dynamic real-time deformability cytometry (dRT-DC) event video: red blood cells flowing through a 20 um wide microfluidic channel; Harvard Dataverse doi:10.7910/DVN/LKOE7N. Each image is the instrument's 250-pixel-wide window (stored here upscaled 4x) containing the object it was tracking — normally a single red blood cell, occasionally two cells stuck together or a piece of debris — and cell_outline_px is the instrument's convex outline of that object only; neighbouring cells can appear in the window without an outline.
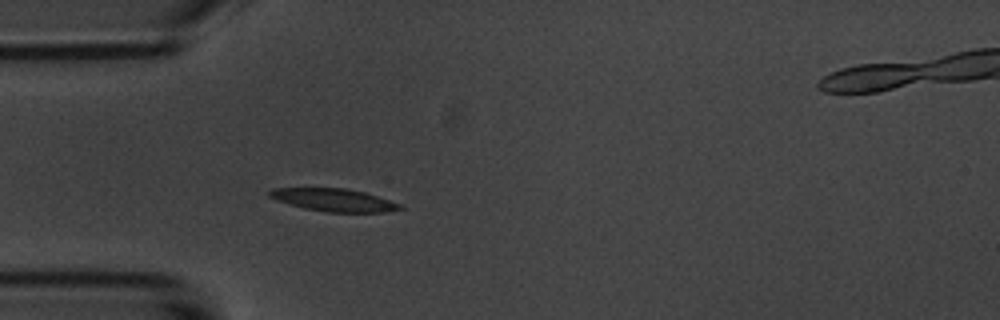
{"species": "common noctule bat (a hibernating species)", "species_latin": "Nyctalus noctula", "temperature_condition": "room temperature", "stored_images_in_passage": 4, "camera_frame_rate_fps": 3000, "um_per_image_px": 0.085, "animal": {"sex": "male", "body_mass_g": 20.1, "forearm_length_mm": 53.5}, "frame": {"image": 1, "passage_image": 4, "time_ms": 3.333, "image_size_px": [1000, 320], "cell_outline_px": [[404, 208], [384, 212], [328, 212], [304, 208], [276, 200], [268, 196], [268, 192], [272, 188], [344, 188], [364, 192], [400, 204]], "centroid_in_image_um": [28.34, 16.99], "position_along_channel_um": 56.7, "area_um2": 17.05}}